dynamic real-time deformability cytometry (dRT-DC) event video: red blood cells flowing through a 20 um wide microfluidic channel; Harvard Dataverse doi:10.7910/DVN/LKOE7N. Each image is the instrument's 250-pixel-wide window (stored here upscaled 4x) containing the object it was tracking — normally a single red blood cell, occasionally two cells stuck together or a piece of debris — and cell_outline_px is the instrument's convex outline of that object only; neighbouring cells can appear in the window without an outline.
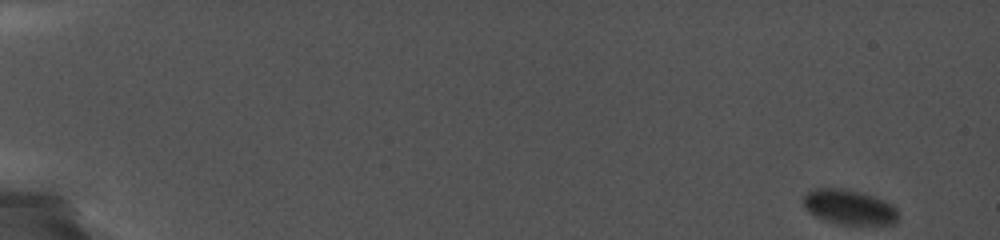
{"species": "common noctule bat (a hibernating species)", "species_latin": "Nyctalus noctula", "temperature_condition": "cold", "stored_images_in_passage": 46, "camera_frame_rate_fps": 5000, "um_per_image_px": 0.085, "animal": {"sex": "female", "body_mass_g": 19.0, "forearm_length_mm": 56.7}, "frame": {"image": 1, "passage_image": 1, "time_ms": 0.0, "image_size_px": [1000, 240], "cell_outline_px": [[900, 220], [896, 224], [840, 224], [820, 220], [808, 212], [804, 208], [804, 196], [808, 192], [816, 188], [848, 188], [884, 200], [892, 204], [896, 208]], "centroid_in_image_um": [72.19, 17.61], "position_along_channel_um": 12.8, "area_um2": 19.59}}
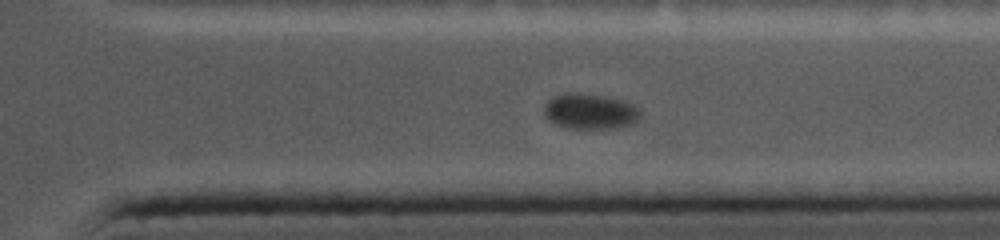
{"frame": {"image": 2, "passage_image": 39, "time_ms": 15.4, "image_size_px": [1000, 240], "cell_outline_px": [[640, 116], [632, 124], [616, 128], [568, 128], [556, 124], [548, 120], [544, 116], [544, 104], [548, 100], [556, 96], [568, 92], [576, 92], [604, 96], [624, 100], [636, 104], [640, 108]], "centroid_in_image_um": [50.17, 9.46], "position_along_channel_um": 361.2, "area_um2": 20.11}}
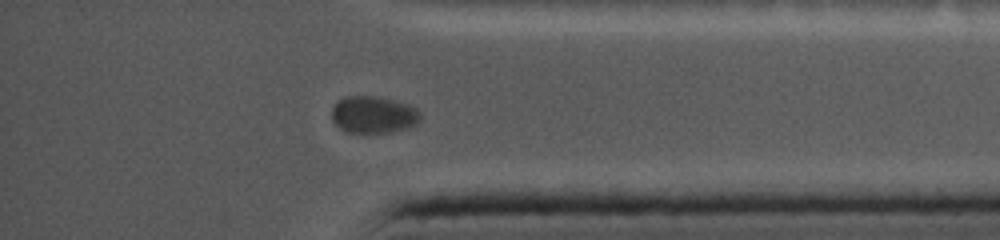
{"frame": {"image": 3, "passage_image": 42, "time_ms": 16.6, "image_size_px": [1000, 240], "cell_outline_px": [[420, 120], [416, 124], [408, 128], [388, 132], [348, 132], [340, 128], [332, 120], [332, 108], [336, 100], [344, 96], [376, 96], [408, 104], [416, 108], [420, 112]], "centroid_in_image_um": [31.72, 9.73], "position_along_channel_um": 403.5, "area_um2": 19.13}}